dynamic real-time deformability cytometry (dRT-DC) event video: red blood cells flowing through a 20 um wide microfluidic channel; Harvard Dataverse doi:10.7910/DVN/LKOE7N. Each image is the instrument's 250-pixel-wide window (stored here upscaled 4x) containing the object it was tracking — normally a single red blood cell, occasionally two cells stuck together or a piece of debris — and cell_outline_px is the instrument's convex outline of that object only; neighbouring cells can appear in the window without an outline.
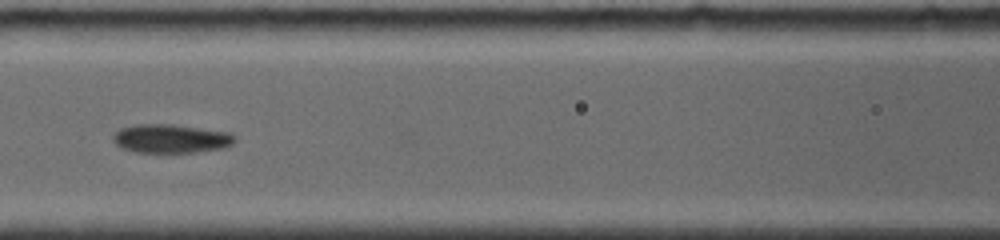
{"species": "common noctule bat (a hibernating species)", "species_latin": "Nyctalus noctula", "temperature_condition": "room temperature", "stored_images_in_passage": 37, "camera_frame_rate_fps": 4000, "um_per_image_px": 0.085, "animal": {"sex": "female", "body_mass_g": 19.0, "forearm_length_mm": 56.7}, "frame": {"image": 1, "passage_image": 6, "time_ms": 2.0, "image_size_px": [1000, 240], "cell_outline_px": [[236, 140], [232, 144], [224, 148], [196, 152], [136, 152], [120, 148], [112, 140], [112, 136], [120, 128], [136, 124], [172, 124], [228, 132], [236, 136]], "centroid_in_image_um": [14.51, 11.78], "position_along_channel_um": 152.1, "area_um2": 20.46}}
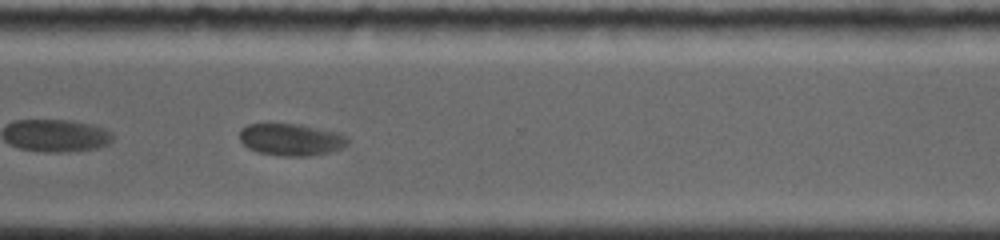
{"frame": {"image": 2, "passage_image": 22, "time_ms": 7.25, "image_size_px": [1000, 240], "cell_outline_px": [[348, 144], [344, 148], [328, 152], [308, 156], [284, 156], [260, 152], [248, 148], [240, 140], [240, 132], [248, 124], [300, 124], [340, 132], [348, 136]], "centroid_in_image_um": [24.81, 11.86], "position_along_channel_um": 345.8, "area_um2": 20.17}}